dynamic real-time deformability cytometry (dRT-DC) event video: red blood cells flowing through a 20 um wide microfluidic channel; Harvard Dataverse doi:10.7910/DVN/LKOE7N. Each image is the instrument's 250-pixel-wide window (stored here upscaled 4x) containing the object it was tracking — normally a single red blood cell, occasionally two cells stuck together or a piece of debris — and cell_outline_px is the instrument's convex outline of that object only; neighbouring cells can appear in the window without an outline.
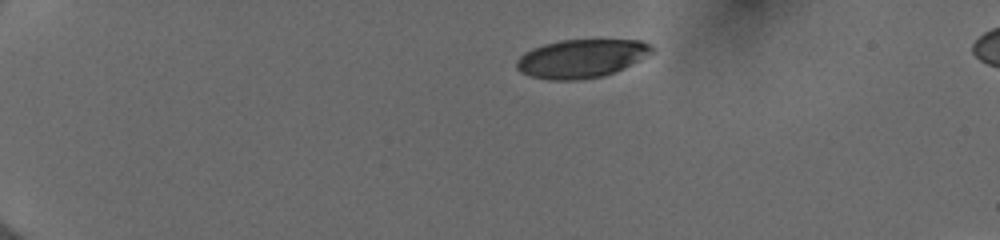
{"species": "human", "species_latin": "Homo sapiens", "temperature_condition": "cold", "stored_images_in_passage": 5, "segment_of_instrument_passage": [2, 2], "camera_frame_rate_fps": 3000, "um_per_image_px": 0.085, "donor": {"sex": "female"}, "frame": {"image": 1, "passage_image": 5, "time_ms": 1.333, "image_size_px": [1000, 240], "cell_outline_px": [[656, 52], [640, 60], [604, 76], [576, 80], [552, 80], [532, 76], [520, 72], [516, 68], [516, 60], [524, 52], [532, 48], [544, 44], [560, 40], [640, 40], [652, 44], [656, 48]], "centroid_in_image_um": [49.45, 4.96], "position_along_channel_um": 35.6, "area_um2": 30.46}}